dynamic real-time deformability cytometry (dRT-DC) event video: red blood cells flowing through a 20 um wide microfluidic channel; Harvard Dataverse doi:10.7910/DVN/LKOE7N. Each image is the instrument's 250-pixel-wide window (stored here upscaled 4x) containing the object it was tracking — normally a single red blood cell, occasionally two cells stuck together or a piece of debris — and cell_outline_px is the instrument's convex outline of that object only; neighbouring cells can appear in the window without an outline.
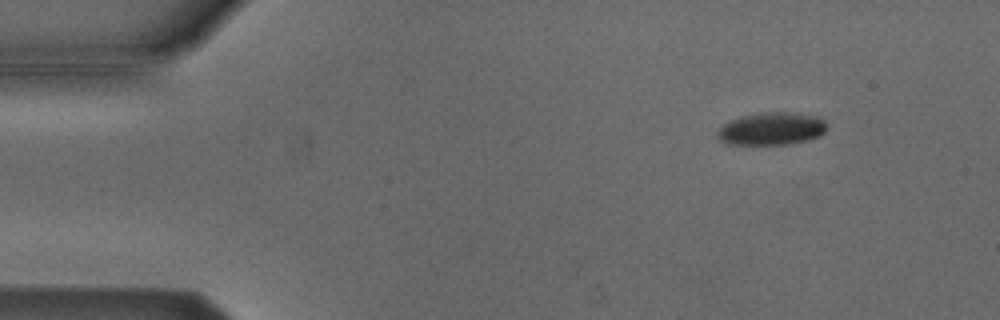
{"species": "Egyptian fruit bat (a non-hibernating species)", "species_latin": "Rousettus aegyptiacus", "temperature_condition": "cold", "stored_images_in_passage": 2, "camera_frame_rate_fps": 3000, "um_per_image_px": 0.085, "animal": {"sex": "male"}, "frame": {"image": 1, "passage_image": 2, "time_ms": 0.333, "image_size_px": [1000, 320], "cell_outline_px": [[824, 132], [820, 136], [808, 140], [788, 144], [728, 144], [720, 140], [716, 136], [716, 132], [724, 124], [732, 120], [744, 116], [772, 112], [784, 112], [820, 116], [824, 120]], "centroid_in_image_um": [65.59, 10.95], "position_along_channel_um": 19.4, "area_um2": 20.46}}